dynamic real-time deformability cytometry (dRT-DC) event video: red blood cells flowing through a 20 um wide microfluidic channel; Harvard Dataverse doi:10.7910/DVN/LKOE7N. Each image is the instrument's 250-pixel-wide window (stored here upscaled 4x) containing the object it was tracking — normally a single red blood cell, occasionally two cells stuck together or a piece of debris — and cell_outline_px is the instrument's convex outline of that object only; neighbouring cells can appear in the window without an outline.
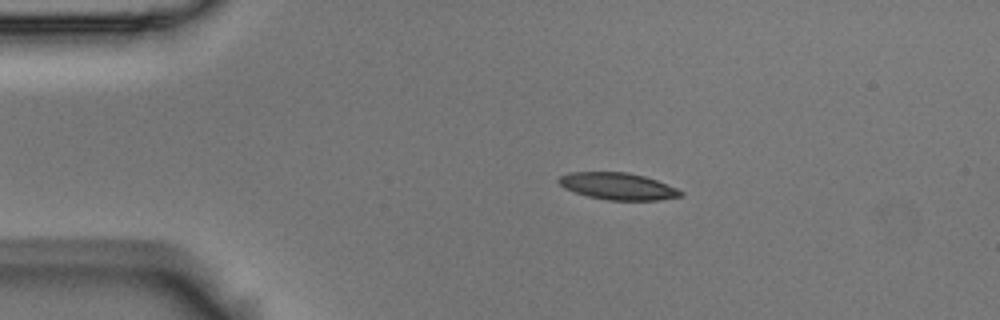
{"species": "Egyptian fruit bat (a non-hibernating species)", "species_latin": "Rousettus aegyptiacus", "temperature_condition": "room temperature", "stored_images_in_passage": 8, "camera_frame_rate_fps": 3000, "um_per_image_px": 0.085, "animal": {"sex": "male"}, "frame": {"image": 1, "passage_image": 3, "time_ms": 0.667, "image_size_px": [1000, 320], "cell_outline_px": [[684, 196], [656, 200], [608, 200], [588, 196], [564, 188], [556, 180], [560, 176], [568, 172], [628, 172], [644, 176], [656, 180], [676, 188], [684, 192]], "centroid_in_image_um": [52.51, 15.82], "position_along_channel_um": 32.5, "area_um2": 19.07}}
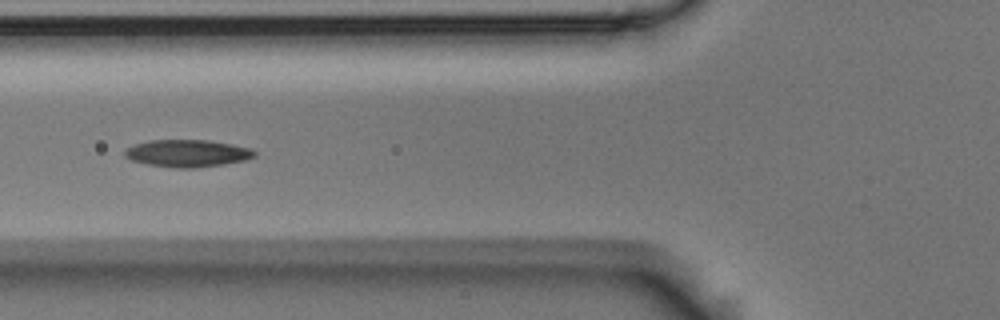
{"frame": {"image": 2, "passage_image": 6, "time_ms": 1.667, "image_size_px": [1000, 320], "cell_outline_px": [[256, 156], [248, 160], [224, 164], [192, 168], [176, 168], [148, 164], [132, 160], [124, 156], [124, 152], [128, 148], [136, 144], [148, 140], [208, 140], [232, 144], [252, 148], [256, 152]], "centroid_in_image_um": [15.98, 13.03], "position_along_channel_um": 109.8, "area_um2": 20.63}}
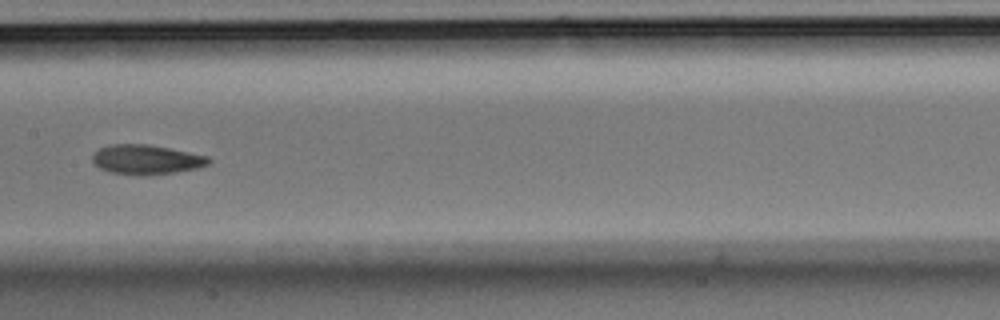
{"frame": {"image": 3, "passage_image": 8, "time_ms": 2.333, "image_size_px": [1000, 320], "cell_outline_px": [[212, 160], [208, 164], [200, 168], [176, 172], [140, 176], [112, 172], [100, 168], [92, 160], [92, 156], [100, 148], [112, 144], [148, 144], [208, 156]], "centroid_in_image_um": [12.47, 13.57], "position_along_channel_um": 194.9, "area_um2": 19.94}}